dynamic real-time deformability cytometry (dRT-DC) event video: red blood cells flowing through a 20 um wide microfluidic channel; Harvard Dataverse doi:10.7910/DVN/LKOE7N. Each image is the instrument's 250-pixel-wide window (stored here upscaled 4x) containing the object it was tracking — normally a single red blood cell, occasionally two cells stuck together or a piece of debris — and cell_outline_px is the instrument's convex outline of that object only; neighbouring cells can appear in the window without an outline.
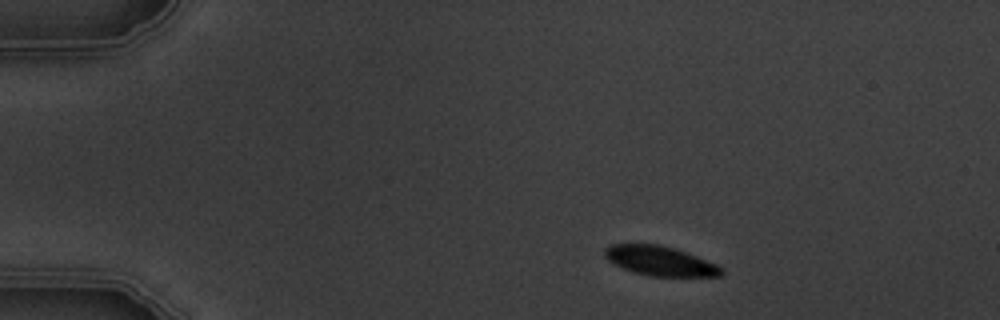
{"species": "common noctule bat (a hibernating species)", "species_latin": "Nyctalus noctula", "temperature_condition": "warm", "stored_images_in_passage": 3, "camera_frame_rate_fps": 3000, "um_per_image_px": 0.085, "animal": {"sex": "male", "body_mass_g": 19.5, "forearm_length_mm": 54.6}, "frame": {"image": 1, "passage_image": 1, "time_ms": 0.0, "image_size_px": [1000, 320], "cell_outline_px": [[724, 272], [720, 276], [652, 276], [632, 272], [612, 264], [604, 256], [604, 248], [608, 244], [656, 244], [688, 252], [716, 264], [724, 268]], "centroid_in_image_um": [56.07, 22.18], "position_along_channel_um": 28.9, "area_um2": 20.23}}